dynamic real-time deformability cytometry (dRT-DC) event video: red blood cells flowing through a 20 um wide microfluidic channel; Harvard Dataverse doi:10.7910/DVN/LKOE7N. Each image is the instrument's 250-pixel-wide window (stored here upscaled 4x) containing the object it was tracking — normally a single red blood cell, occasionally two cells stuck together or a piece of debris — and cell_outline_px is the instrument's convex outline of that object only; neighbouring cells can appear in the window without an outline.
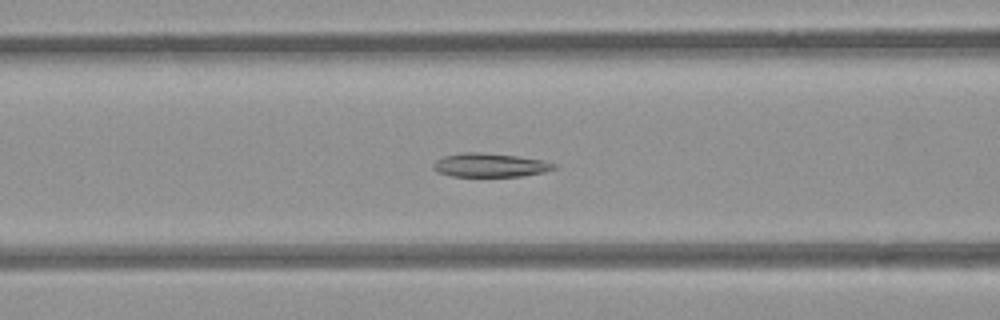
{"species": "common noctule bat (a hibernating species)", "species_latin": "Nyctalus noctula", "temperature_condition": "room temperature", "stored_images_in_passage": 52, "camera_frame_rate_fps": 3000, "um_per_image_px": 0.085, "animal": {"sex": "female", "body_mass_g": 21.9}, "frame": {"image": 1, "passage_image": 19, "time_ms": 6.0, "image_size_px": [1000, 320], "cell_outline_px": [[556, 168], [544, 172], [520, 176], [452, 176], [436, 172], [432, 168], [432, 164], [436, 160], [444, 156], [464, 152], [480, 152], [516, 156], [540, 160], [556, 164]], "centroid_in_image_um": [41.59, 14.04], "position_along_channel_um": 125.0, "area_um2": 16.59}}
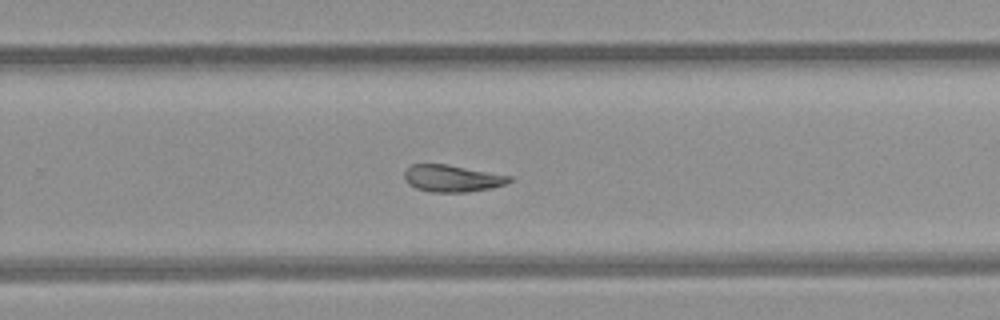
{"frame": {"image": 2, "passage_image": 32, "time_ms": 10.333, "image_size_px": [1000, 320], "cell_outline_px": [[512, 180], [504, 184], [492, 188], [468, 192], [432, 192], [416, 188], [408, 184], [404, 180], [404, 172], [412, 164], [448, 164], [512, 176]], "centroid_in_image_um": [38.42, 15.16], "position_along_channel_um": 291.4, "area_um2": 16.53}}
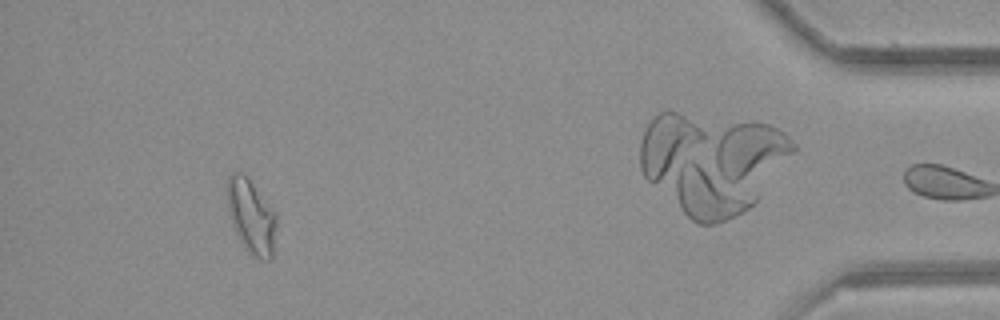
{"frame": {"image": 3, "passage_image": 47, "time_ms": 15.333, "image_size_px": [1000, 320], "cell_outline_px": [[276, 228], [272, 260], [260, 260], [252, 256], [244, 248], [232, 224], [228, 208], [228, 176], [232, 172], [240, 172], [252, 184], [276, 212]], "centroid_in_image_um": [21.38, 18.47], "position_along_channel_um": 413.8, "area_um2": 21.04}, "authors_computed_cell_mechanics": {"area_um2": 18.1781, "velocity_mm_per_s": 3.846, "shape_relaxation_time_tau1_ms": null, "shape_relaxation_time_tau2_ms": 3.5342, "deformation_change_tau1": null, "deformation_change_tau2": 0.0971}}